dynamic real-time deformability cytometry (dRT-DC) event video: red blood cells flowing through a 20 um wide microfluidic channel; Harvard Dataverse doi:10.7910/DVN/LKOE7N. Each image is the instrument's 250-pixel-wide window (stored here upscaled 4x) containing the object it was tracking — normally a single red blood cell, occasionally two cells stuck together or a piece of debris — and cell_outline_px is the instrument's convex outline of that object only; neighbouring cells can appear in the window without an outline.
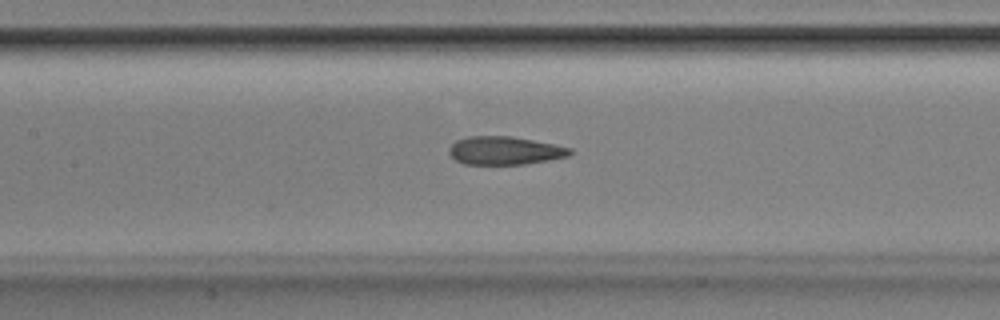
{"species": "Egyptian fruit bat (a non-hibernating species)", "species_latin": "Rousettus aegyptiacus", "temperature_condition": "room temperature", "stored_images_in_passage": 52, "camera_frame_rate_fps": 3000, "um_per_image_px": 0.085, "animal": {"sex": "male"}, "frame": {"image": 1, "passage_image": 24, "time_ms": 7.667, "image_size_px": [1000, 320], "cell_outline_px": [[572, 152], [568, 156], [548, 160], [524, 164], [464, 164], [456, 160], [448, 152], [448, 148], [456, 140], [468, 136], [512, 136], [556, 144], [572, 148]], "centroid_in_image_um": [42.91, 12.79], "position_along_channel_um": 164.5, "area_um2": 19.94}}
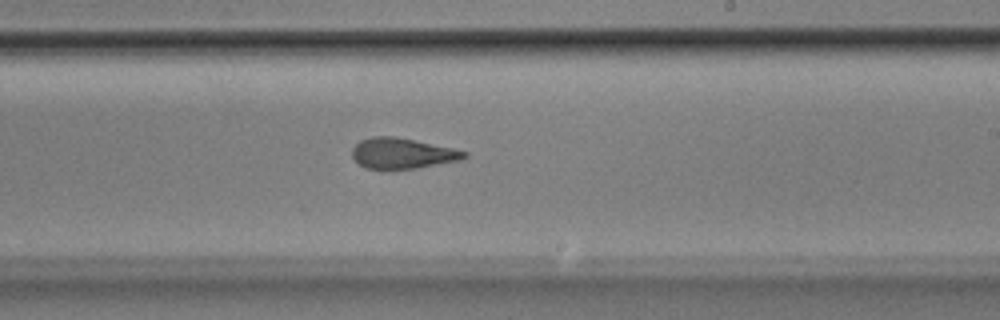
{"frame": {"image": 2, "passage_image": 31, "time_ms": 10.0, "image_size_px": [1000, 320], "cell_outline_px": [[468, 156], [460, 160], [416, 168], [388, 172], [364, 168], [352, 156], [352, 148], [360, 140], [372, 136], [392, 136], [452, 148], [468, 152]], "centroid_in_image_um": [34.14, 13.08], "position_along_channel_um": 254.9, "area_um2": 20.35}}
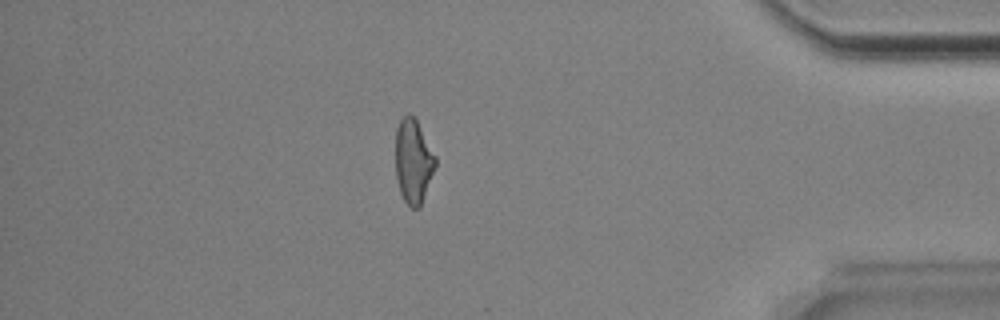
{"frame": {"image": 3, "passage_image": 45, "time_ms": 14.667, "image_size_px": [1000, 320], "cell_outline_px": [[436, 164], [420, 208], [412, 208], [404, 200], [400, 192], [396, 176], [396, 128], [400, 120], [408, 112], [416, 120], [436, 156]], "centroid_in_image_um": [35.12, 13.71], "position_along_channel_um": 400.1, "area_um2": 19.36}, "authors_computed_cell_mechanics": {"area_um2": 20.7213, "velocity_mm_per_s": 3.89, "shape_relaxation_time_tau1_ms": 10.3973, "shape_relaxation_time_tau2_ms": 2.0931, "deformation_change_tau1": 0.2303, "deformation_change_tau2": 0.1167}}